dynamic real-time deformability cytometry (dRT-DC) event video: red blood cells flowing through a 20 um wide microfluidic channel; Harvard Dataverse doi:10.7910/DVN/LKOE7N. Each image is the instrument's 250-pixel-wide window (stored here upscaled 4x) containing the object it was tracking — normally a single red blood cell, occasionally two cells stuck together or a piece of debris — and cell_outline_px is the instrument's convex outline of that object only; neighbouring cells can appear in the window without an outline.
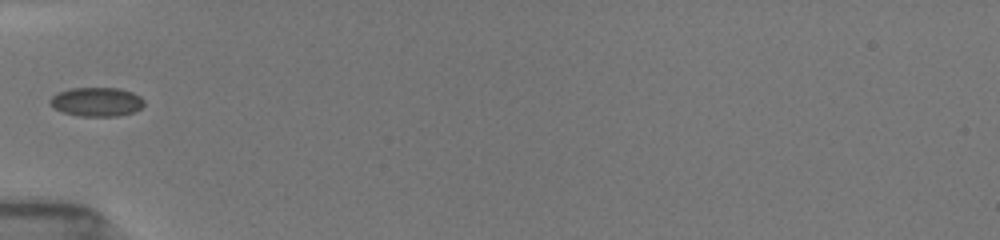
{"species": "common noctule bat (a hibernating species)", "species_latin": "Nyctalus noctula", "temperature_condition": "room temperature", "stored_images_in_passage": 6, "camera_frame_rate_fps": 3000, "um_per_image_px": 0.085, "animal": {"sex": "female", "body_mass_g": 19.5, "forearm_length_mm": 54.1}, "frame": {"image": 1, "passage_image": 2, "time_ms": 0.667, "image_size_px": [1000, 240], "cell_outline_px": [[144, 104], [140, 108], [132, 112], [116, 116], [80, 116], [64, 112], [52, 108], [48, 104], [48, 100], [52, 96], [68, 88], [120, 88], [132, 92], [140, 96], [144, 100]], "centroid_in_image_um": [8.18, 8.65], "position_along_channel_um": 76.8, "area_um2": 15.95}}
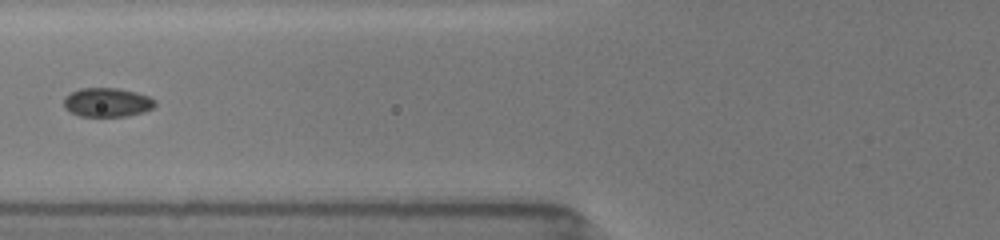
{"frame": {"image": 2, "passage_image": 3, "time_ms": 1.667, "image_size_px": [1000, 240], "cell_outline_px": [[156, 104], [152, 108], [144, 112], [128, 116], [80, 116], [64, 108], [64, 96], [80, 88], [120, 88], [136, 92], [148, 96], [156, 100]], "centroid_in_image_um": [9.12, 8.69], "position_along_channel_um": 116.7, "area_um2": 15.49}}
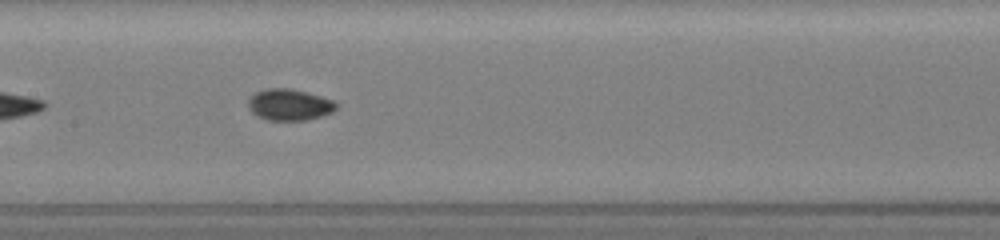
{"frame": {"image": 3, "passage_image": 5, "time_ms": 3.333, "image_size_px": [1000, 240], "cell_outline_px": [[340, 104], [332, 112], [320, 116], [304, 120], [268, 120], [252, 112], [248, 108], [248, 100], [256, 92], [264, 88], [292, 88], [308, 92], [332, 100]], "centroid_in_image_um": [24.61, 8.88], "position_along_channel_um": 182.8, "area_um2": 16.07}}